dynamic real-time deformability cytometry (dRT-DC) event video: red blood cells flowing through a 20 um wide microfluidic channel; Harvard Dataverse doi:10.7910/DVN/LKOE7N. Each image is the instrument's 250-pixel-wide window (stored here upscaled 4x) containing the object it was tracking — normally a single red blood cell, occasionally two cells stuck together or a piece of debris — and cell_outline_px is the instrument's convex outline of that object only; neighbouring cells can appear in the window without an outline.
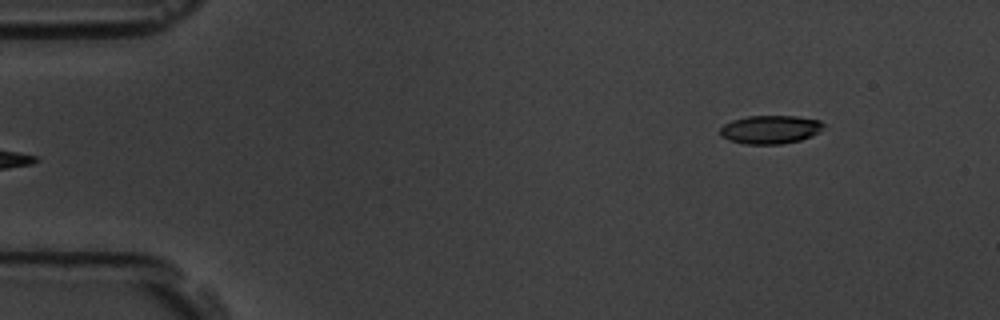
{"species": "common noctule bat (a hibernating species)", "species_latin": "Nyctalus noctula", "temperature_condition": "room temperature", "stored_images_in_passage": 5, "camera_frame_rate_fps": 3000, "um_per_image_px": 0.085, "animal": {"sex": "male", "body_mass_g": 19.5, "forearm_length_mm": 54.6}, "frame": {"image": 1, "passage_image": 5, "time_ms": 4.667, "image_size_px": [1000, 320], "cell_outline_px": [[824, 124], [812, 136], [800, 140], [780, 144], [744, 144], [728, 140], [720, 136], [720, 128], [724, 124], [732, 120], [748, 116], [796, 116], [820, 120]], "centroid_in_image_um": [65.42, 11.01], "position_along_channel_um": 19.6, "area_um2": 17.05}}